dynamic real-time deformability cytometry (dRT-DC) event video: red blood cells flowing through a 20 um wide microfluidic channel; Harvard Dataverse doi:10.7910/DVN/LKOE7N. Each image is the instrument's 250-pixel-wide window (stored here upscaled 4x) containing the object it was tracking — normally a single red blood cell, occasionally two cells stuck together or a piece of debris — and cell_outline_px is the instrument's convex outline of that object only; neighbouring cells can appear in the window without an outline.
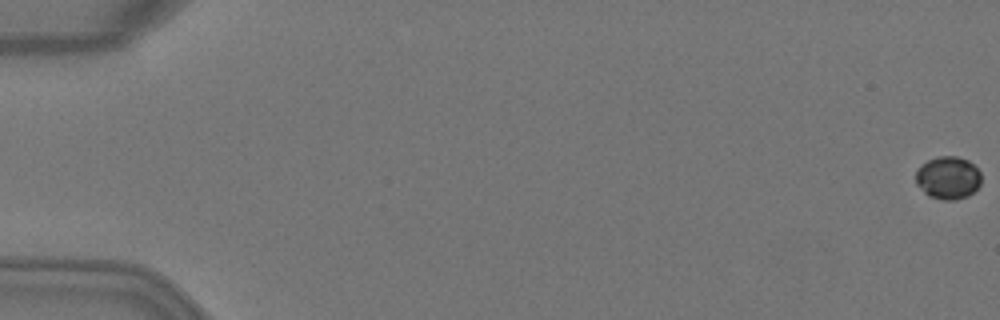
{"species": "Egyptian fruit bat (a non-hibernating species)", "species_latin": "Rousettus aegyptiacus", "temperature_condition": "warm", "stored_images_in_passage": 52, "camera_frame_rate_fps": 3000, "um_per_image_px": 0.085, "animal": {"sex": "female"}, "frame": {"image": 1, "passage_image": 1, "time_ms": 0.0, "image_size_px": [1000, 320], "cell_outline_px": [[980, 184], [968, 196], [956, 200], [940, 200], [928, 196], [916, 184], [916, 172], [920, 164], [936, 156], [956, 156], [968, 160], [980, 172]], "centroid_in_image_um": [80.55, 15.11], "position_along_channel_um": 4.4, "area_um2": 16.42}}
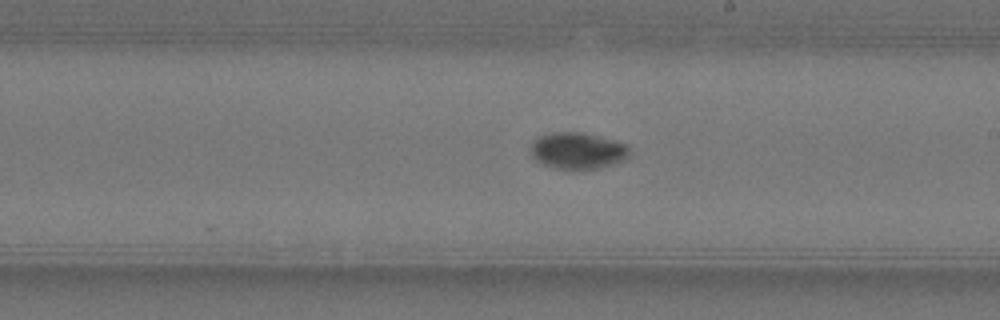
{"frame": {"image": 2, "passage_image": 31, "time_ms": 10.0, "image_size_px": [1000, 320], "cell_outline_px": [[628, 156], [624, 160], [600, 168], [552, 168], [540, 164], [532, 156], [532, 140], [536, 136], [552, 132], [580, 132], [628, 144]], "centroid_in_image_um": [49.05, 12.8], "position_along_channel_um": 239.9, "area_um2": 20.87}}
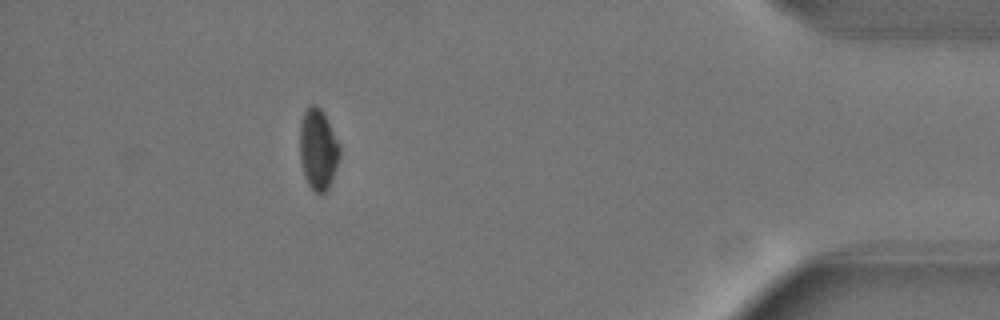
{"frame": {"image": 3, "passage_image": 47, "time_ms": 15.333, "image_size_px": [1000, 320], "cell_outline_px": [[340, 156], [332, 180], [328, 188], [320, 196], [308, 184], [304, 176], [300, 160], [300, 120], [308, 104], [316, 104], [324, 112], [340, 144]], "centroid_in_image_um": [27.04, 12.66], "position_along_channel_um": 408.2, "area_um2": 19.13}, "authors_computed_cell_mechanics": {"area_um2": 18.9295, "velocity_mm_per_s": 4.0878, "shape_relaxation_time_tau1_ms": 8.2027, "shape_relaxation_time_tau2_ms": 6.8647, "deformation_change_tau1": 0.1384, "deformation_change_tau2": 0.0585}}